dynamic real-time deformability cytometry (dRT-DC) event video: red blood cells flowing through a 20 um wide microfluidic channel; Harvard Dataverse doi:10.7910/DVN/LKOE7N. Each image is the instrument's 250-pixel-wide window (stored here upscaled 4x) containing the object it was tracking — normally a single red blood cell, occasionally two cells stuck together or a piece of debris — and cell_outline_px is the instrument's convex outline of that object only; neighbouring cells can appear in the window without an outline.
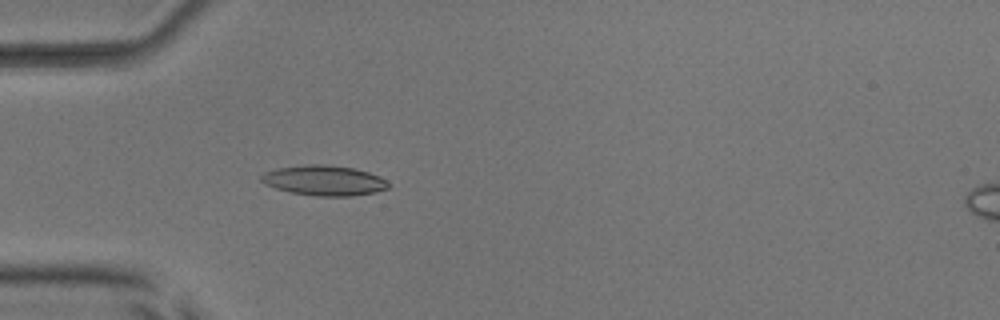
{"species": "common noctule bat (a hibernating species)", "species_latin": "Nyctalus noctula", "temperature_condition": "room temperature", "stored_images_in_passage": 44, "camera_frame_rate_fps": 3000, "um_per_image_px": 0.085, "animal": {"sex": "male", "body_mass_g": 17.9, "forearm_length_mm": 54.2}, "frame": {"image": 1, "passage_image": 8, "time_ms": 2.333, "image_size_px": [1000, 320], "cell_outline_px": [[392, 184], [388, 188], [376, 192], [352, 196], [316, 196], [292, 192], [276, 188], [264, 184], [260, 180], [260, 176], [264, 172], [276, 168], [308, 164], [324, 164], [356, 168], [380, 176]], "centroid_in_image_um": [27.57, 15.33], "position_along_channel_um": 57.4, "area_um2": 22.54}}
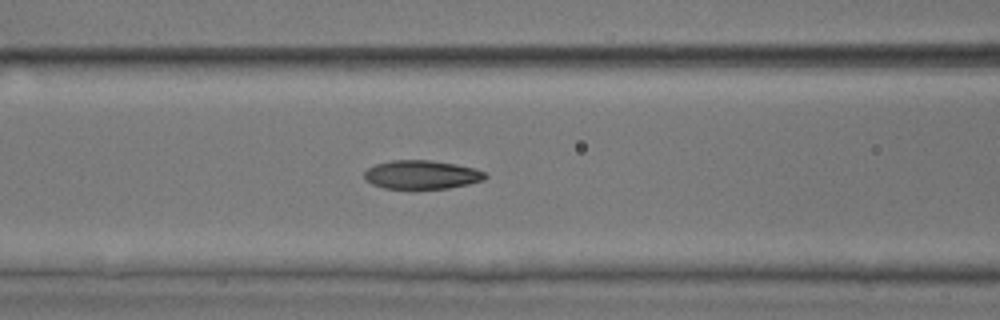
{"frame": {"image": 2, "passage_image": 14, "time_ms": 4.333, "image_size_px": [1000, 320], "cell_outline_px": [[488, 176], [484, 180], [468, 184], [448, 188], [384, 188], [372, 184], [364, 180], [364, 172], [368, 168], [376, 164], [392, 160], [432, 160], [456, 164], [476, 168], [484, 172]], "centroid_in_image_um": [35.85, 14.84], "position_along_channel_um": 130.8, "area_um2": 20.23}}
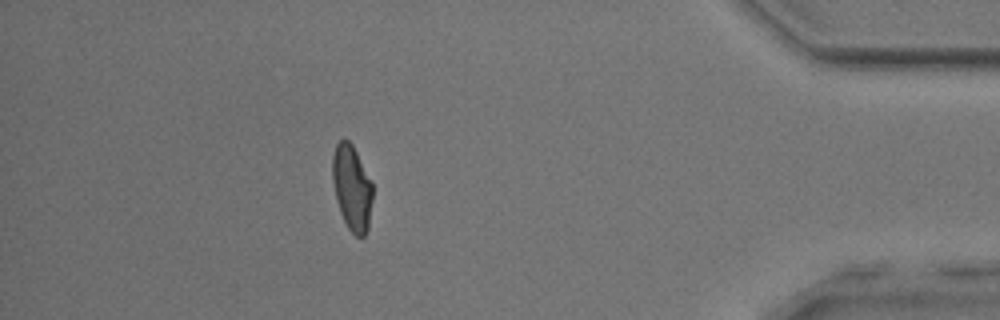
{"frame": {"image": 3, "passage_image": 38, "time_ms": 12.333, "image_size_px": [1000, 320], "cell_outline_px": [[372, 200], [368, 228], [364, 236], [356, 236], [348, 228], [340, 212], [336, 200], [332, 180], [332, 156], [336, 144], [344, 136], [352, 144], [372, 180]], "centroid_in_image_um": [29.9, 15.92], "position_along_channel_um": 405.3, "area_um2": 20.17}, "authors_computed_cell_mechanics": {"area_um2": 20.4323, "velocity_mm_per_s": 3.9916, "shape_relaxation_time_tau1_ms": 6.1733, "shape_relaxation_time_tau2_ms": 1.9684, "deformation_change_tau1": 0.1951, "deformation_change_tau2": 0.078}}